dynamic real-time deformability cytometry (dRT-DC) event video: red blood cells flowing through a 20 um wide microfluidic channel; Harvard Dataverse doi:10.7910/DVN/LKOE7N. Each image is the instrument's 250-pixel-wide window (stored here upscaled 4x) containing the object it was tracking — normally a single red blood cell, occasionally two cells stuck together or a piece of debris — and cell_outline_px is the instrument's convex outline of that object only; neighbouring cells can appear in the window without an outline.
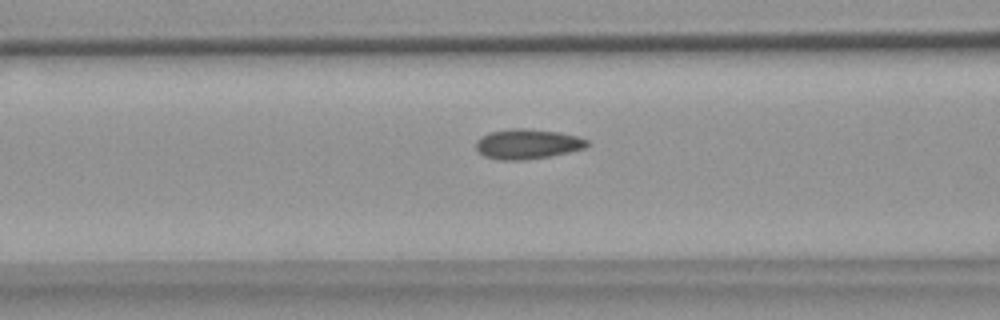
{"species": "common noctule bat (a hibernating species)", "species_latin": "Nyctalus noctula", "temperature_condition": "warm", "stored_images_in_passage": 55, "camera_frame_rate_fps": 3000, "um_per_image_px": 0.085, "animal": {"sex": "female", "body_mass_g": 18.4}, "frame": {"image": 1, "passage_image": 22, "time_ms": 7.0, "image_size_px": [1000, 320], "cell_outline_px": [[588, 144], [584, 148], [568, 152], [548, 156], [524, 160], [500, 160], [484, 156], [476, 148], [476, 140], [480, 136], [488, 132], [508, 128], [524, 128], [560, 132], [576, 136], [588, 140]], "centroid_in_image_um": [44.78, 12.23], "position_along_channel_um": 121.8, "area_um2": 19.42}}
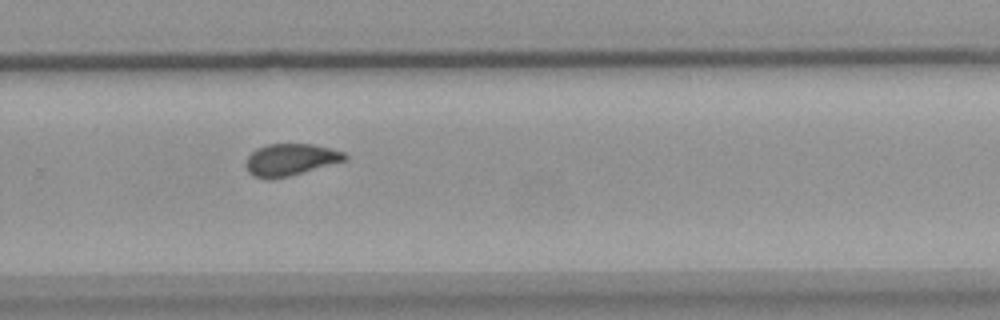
{"frame": {"image": 2, "passage_image": 37, "time_ms": 12.0, "image_size_px": [1000, 320], "cell_outline_px": [[348, 160], [288, 176], [256, 176], [248, 172], [248, 156], [256, 148], [268, 144], [312, 144], [344, 152], [348, 156]], "centroid_in_image_um": [24.77, 13.53], "position_along_channel_um": 305.0, "area_um2": 17.69}}
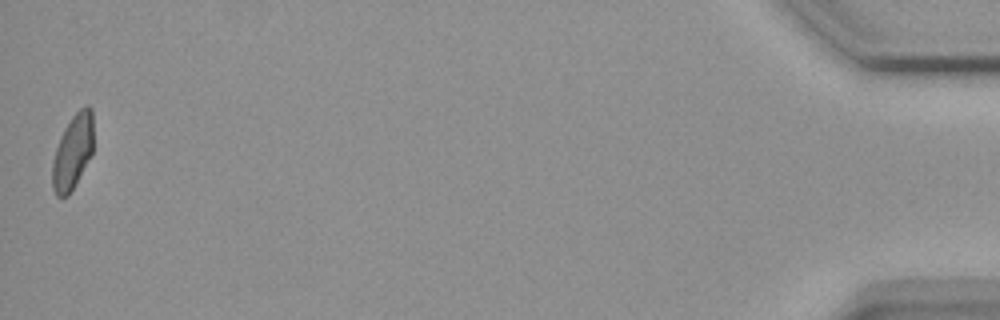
{"frame": {"image": 3, "passage_image": 55, "time_ms": 18.0, "image_size_px": [1000, 320], "cell_outline_px": [[92, 152], [68, 196], [56, 196], [52, 188], [52, 164], [56, 148], [60, 136], [64, 128], [72, 116], [84, 104], [88, 104], [92, 108]], "centroid_in_image_um": [6.16, 12.86], "position_along_channel_um": 429.0, "area_um2": 17.63}, "authors_computed_cell_mechanics": {"area_um2": 18.7272, "velocity_mm_per_s": 3.6784, "shape_relaxation_time_tau1_ms": 9.0665, "shape_relaxation_time_tau2_ms": 1.8205, "deformation_change_tau1": 0.1537, "deformation_change_tau2": 0.0791}}